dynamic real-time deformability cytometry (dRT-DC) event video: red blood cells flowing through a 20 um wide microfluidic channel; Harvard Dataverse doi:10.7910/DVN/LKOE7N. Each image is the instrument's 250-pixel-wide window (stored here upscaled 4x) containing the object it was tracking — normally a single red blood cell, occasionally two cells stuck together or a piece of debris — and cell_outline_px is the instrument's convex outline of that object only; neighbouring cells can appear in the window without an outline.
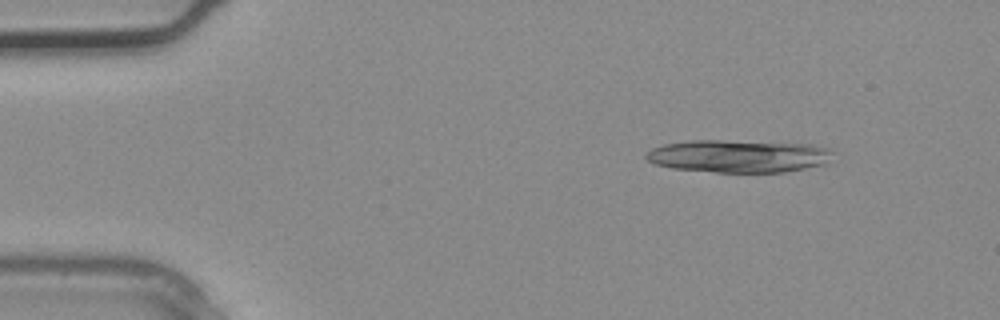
{"species": "common noctule bat (a hibernating species)", "species_latin": "Nyctalus noctula", "temperature_condition": "warm", "stored_images_in_passage": 4, "camera_frame_rate_fps": 3000, "um_per_image_px": 0.085, "animal": {"sex": "male", "body_mass_g": 20.4}, "frame": {"image": 1, "passage_image": 1, "time_ms": 0.0, "image_size_px": [1000, 320], "cell_outline_px": [[832, 152], [828, 164], [784, 172], [716, 172], [672, 168], [656, 164], [648, 160], [644, 156], [652, 148], [664, 144], [688, 140], [724, 140], [812, 144], [828, 148]], "centroid_in_image_um": [62.79, 13.26], "position_along_channel_um": 22.2, "area_um2": 35.66}}